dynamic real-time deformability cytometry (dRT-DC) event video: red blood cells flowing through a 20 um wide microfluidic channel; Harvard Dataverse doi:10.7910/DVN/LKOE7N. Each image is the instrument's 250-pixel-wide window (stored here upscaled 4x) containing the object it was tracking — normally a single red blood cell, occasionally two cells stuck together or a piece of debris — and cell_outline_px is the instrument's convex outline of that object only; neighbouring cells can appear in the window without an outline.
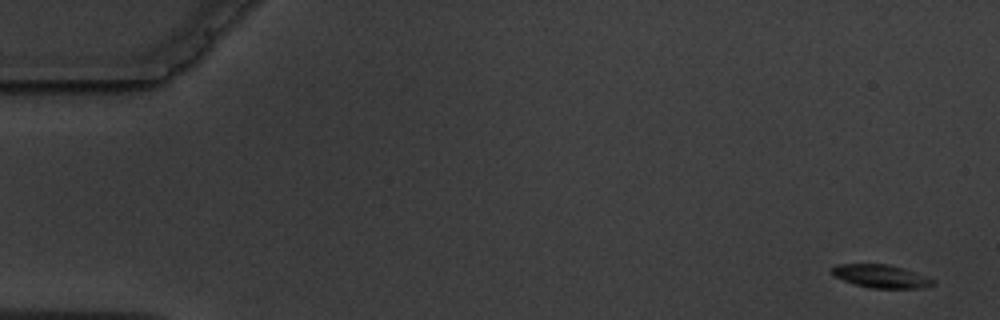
{"species": "common noctule bat (a hibernating species)", "species_latin": "Nyctalus noctula", "temperature_condition": "warm", "stored_images_in_passage": 5, "camera_frame_rate_fps": 3000, "um_per_image_px": 0.085, "animal": {"sex": "male", "body_mass_g": 19.5, "forearm_length_mm": 54.6}, "frame": {"image": 1, "passage_image": 1, "time_ms": 0.0, "image_size_px": [1000, 320], "cell_outline_px": [[936, 284], [920, 288], [868, 288], [844, 280], [836, 276], [832, 272], [832, 268], [836, 264], [888, 264], [904, 268], [936, 280]], "centroid_in_image_um": [74.93, 23.48], "position_along_channel_um": 10.1, "area_um2": 13.53}}
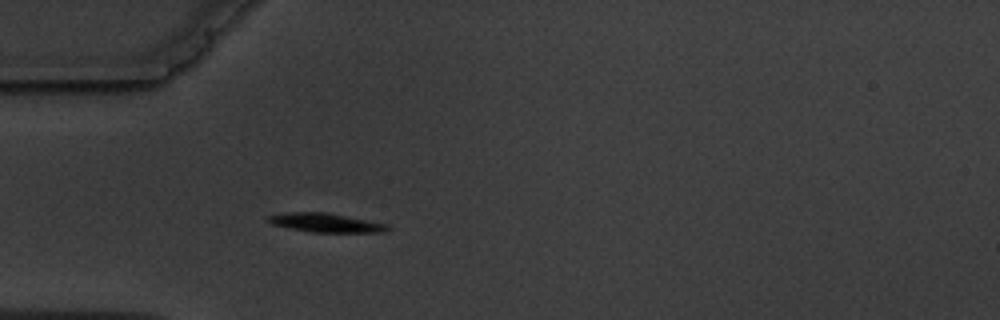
{"frame": {"image": 2, "passage_image": 5, "time_ms": 5.0, "image_size_px": [1000, 320], "cell_outline_px": [[392, 228], [388, 232], [312, 232], [272, 224], [268, 220], [268, 216], [284, 212], [328, 212], [388, 224]], "centroid_in_image_um": [27.76, 18.92], "position_along_channel_um": 57.2, "area_um2": 13.18}}